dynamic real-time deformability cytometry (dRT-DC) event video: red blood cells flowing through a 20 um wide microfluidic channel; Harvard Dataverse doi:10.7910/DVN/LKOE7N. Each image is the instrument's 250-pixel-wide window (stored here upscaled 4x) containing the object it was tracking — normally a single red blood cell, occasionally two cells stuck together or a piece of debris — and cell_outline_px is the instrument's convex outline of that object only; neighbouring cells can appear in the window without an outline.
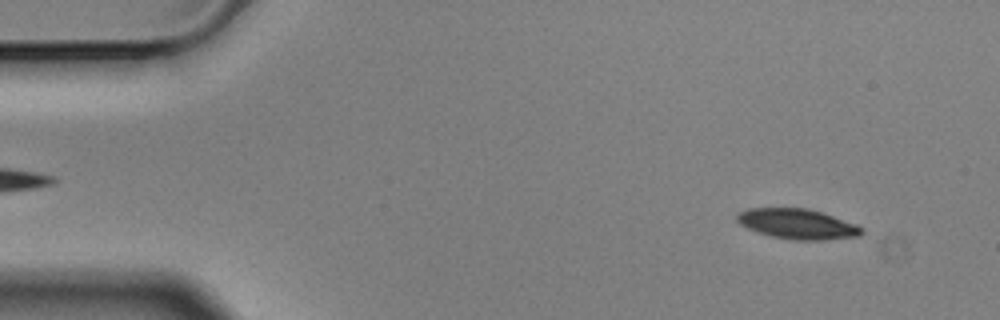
{"species": "Egyptian fruit bat (a non-hibernating species)", "species_latin": "Rousettus aegyptiacus", "temperature_condition": "cold", "stored_images_in_passage": 56, "camera_frame_rate_fps": 3000, "um_per_image_px": 0.085, "animal": {"sex": "male"}, "frame": {"image": 1, "passage_image": 5, "time_ms": 1.333, "image_size_px": [1000, 320], "cell_outline_px": [[864, 232], [856, 236], [820, 240], [796, 240], [772, 236], [748, 228], [740, 224], [736, 220], [736, 216], [740, 212], [748, 208], [804, 208], [820, 212], [856, 224]], "centroid_in_image_um": [67.74, 19.03], "position_along_channel_um": 17.3, "area_um2": 21.39}}
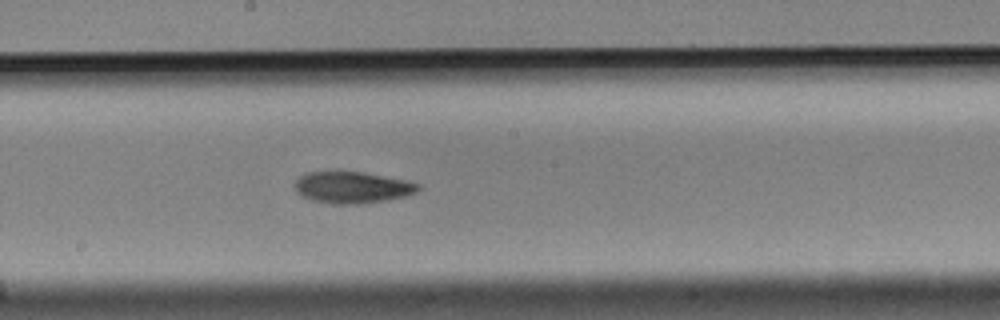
{"frame": {"image": 2, "passage_image": 30, "time_ms": 9.667, "image_size_px": [1000, 320], "cell_outline_px": [[420, 188], [416, 192], [404, 196], [388, 200], [360, 204], [332, 204], [312, 200], [296, 192], [296, 180], [300, 176], [308, 172], [336, 168], [364, 172], [404, 180], [420, 184]], "centroid_in_image_um": [29.9, 15.89], "position_along_channel_um": 218.3, "area_um2": 23.29}}
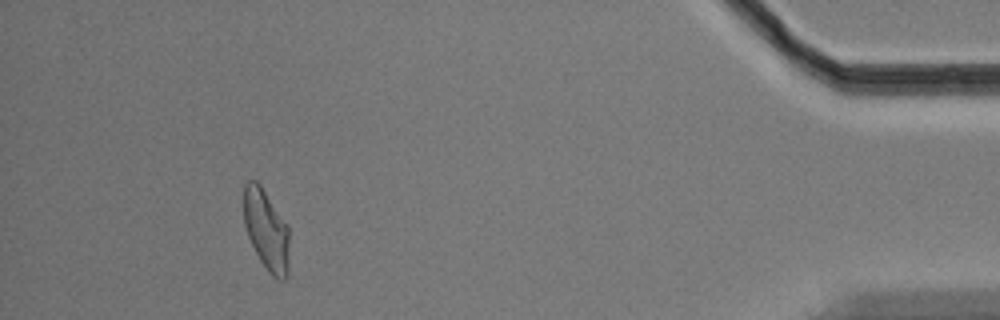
{"frame": {"image": 3, "passage_image": 52, "time_ms": 17.0, "image_size_px": [1000, 320], "cell_outline_px": [[288, 276], [284, 280], [280, 280], [272, 276], [268, 272], [260, 260], [248, 236], [244, 224], [244, 184], [248, 180], [256, 180], [260, 184], [288, 224]], "centroid_in_image_um": [22.64, 19.54], "position_along_channel_um": 412.6, "area_um2": 21.44}, "authors_computed_cell_mechanics": {"area_um2": 22.2819, "velocity_mm_per_s": 3.5046, "shape_relaxation_time_tau1_ms": 3.6746, "shape_relaxation_time_tau2_ms": 6.4305, "deformation_change_tau1": 0.1231, "deformation_change_tau2": 0.1249}}